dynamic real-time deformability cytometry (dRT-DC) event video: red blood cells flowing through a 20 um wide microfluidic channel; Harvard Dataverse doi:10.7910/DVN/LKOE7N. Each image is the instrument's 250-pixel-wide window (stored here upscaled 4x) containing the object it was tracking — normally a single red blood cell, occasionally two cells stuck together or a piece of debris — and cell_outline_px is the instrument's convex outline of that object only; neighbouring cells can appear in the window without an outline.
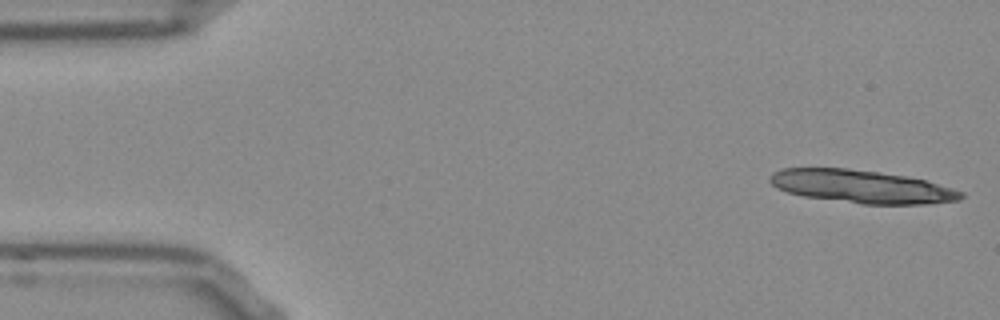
{"species": "Egyptian fruit bat (a non-hibernating species)", "species_latin": "Rousettus aegyptiacus", "temperature_condition": "room temperature", "stored_images_in_passage": 13, "camera_frame_rate_fps": 3000, "um_per_image_px": 0.085, "frame": {"image": 1, "passage_image": 1, "time_ms": 0.0, "image_size_px": [1000, 320], "cell_outline_px": [[964, 196], [960, 200], [924, 204], [860, 204], [804, 196], [788, 192], [776, 188], [768, 180], [768, 176], [772, 172], [784, 168], [848, 168], [904, 176], [924, 180], [952, 188], [964, 192]], "centroid_in_image_um": [73.2, 15.86], "position_along_channel_um": 11.8, "area_um2": 36.59}}